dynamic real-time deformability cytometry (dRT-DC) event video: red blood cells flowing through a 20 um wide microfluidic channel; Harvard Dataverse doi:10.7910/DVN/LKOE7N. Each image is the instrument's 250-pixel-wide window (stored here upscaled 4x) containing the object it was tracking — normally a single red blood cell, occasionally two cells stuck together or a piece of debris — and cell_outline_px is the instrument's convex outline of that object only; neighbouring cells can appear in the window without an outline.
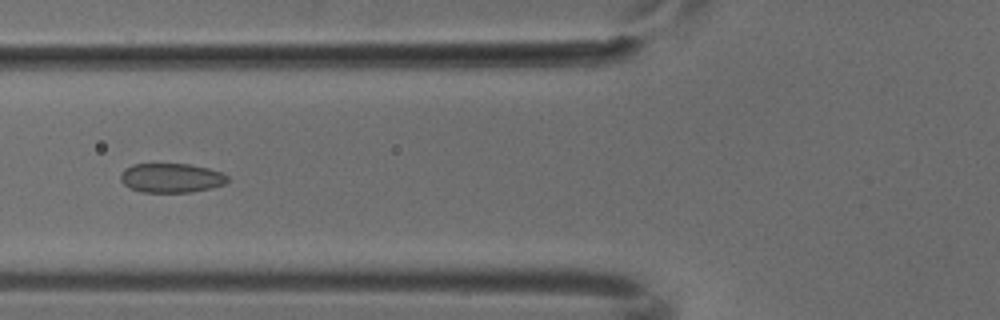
{"species": "common noctule bat (a hibernating species)", "species_latin": "Nyctalus noctula", "temperature_condition": "cold", "stored_images_in_passage": 6, "camera_frame_rate_fps": 3000, "um_per_image_px": 0.085, "animal": {"sex": "male", "body_mass_g": 18.8}, "frame": {"image": 1, "passage_image": 6, "time_ms": 1.667, "image_size_px": [1000, 320], "cell_outline_px": [[228, 180], [224, 184], [212, 188], [192, 192], [140, 192], [124, 184], [120, 180], [120, 176], [124, 168], [132, 164], [188, 164], [208, 168], [220, 172], [228, 176]], "centroid_in_image_um": [14.55, 15.12], "position_along_channel_um": 111.3, "area_um2": 18.26}}